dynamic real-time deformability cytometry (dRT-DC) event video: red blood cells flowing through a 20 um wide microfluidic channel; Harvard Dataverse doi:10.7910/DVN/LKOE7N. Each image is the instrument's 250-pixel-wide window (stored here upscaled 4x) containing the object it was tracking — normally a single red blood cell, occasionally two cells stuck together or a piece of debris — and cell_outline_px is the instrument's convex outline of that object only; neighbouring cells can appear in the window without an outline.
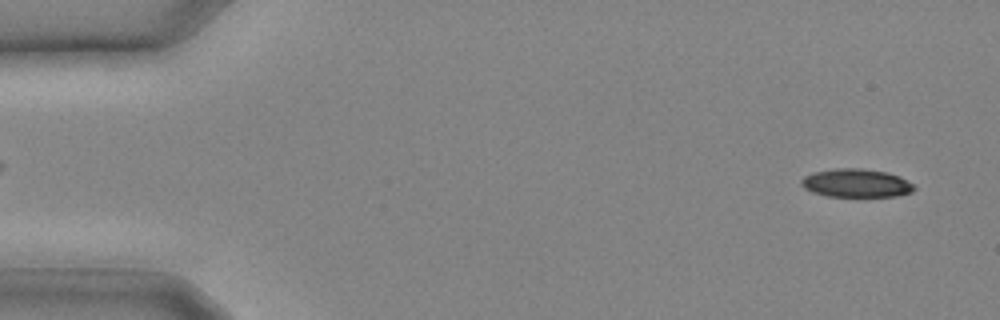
{"species": "common noctule bat (a hibernating species)", "species_latin": "Nyctalus noctula", "temperature_condition": "cold", "stored_images_in_passage": 16, "camera_frame_rate_fps": 3000, "um_per_image_px": 0.085, "animal": {"sex": "male", "body_mass_g": 20.4}, "frame": {"image": 1, "passage_image": 1, "time_ms": 0.0, "image_size_px": [1000, 320], "cell_outline_px": [[916, 188], [912, 192], [896, 196], [828, 196], [812, 192], [804, 188], [800, 184], [800, 180], [804, 176], [812, 172], [836, 168], [864, 168], [888, 172], [900, 176], [912, 184]], "centroid_in_image_um": [72.76, 15.55], "position_along_channel_um": 12.2, "area_um2": 18.79}}
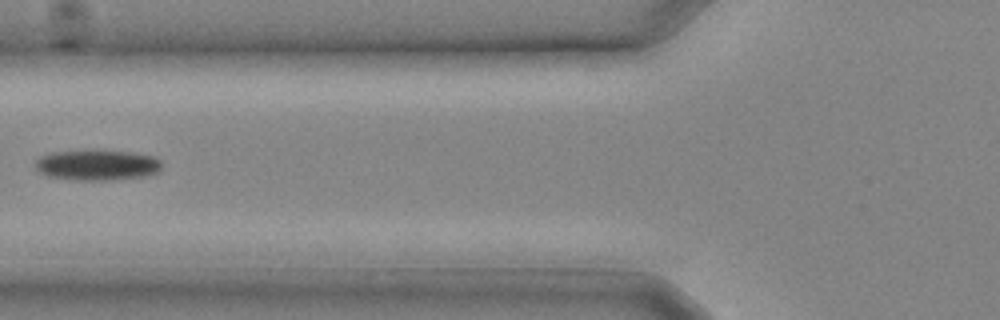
{"frame": {"image": 2, "passage_image": 10, "time_ms": 3.0, "image_size_px": [1000, 320], "cell_outline_px": [[160, 168], [156, 172], [144, 176], [112, 180], [76, 180], [48, 176], [40, 172], [36, 168], [36, 160], [40, 156], [48, 152], [132, 152], [152, 156], [160, 160]], "centroid_in_image_um": [8.23, 14.05], "position_along_channel_um": 117.6, "area_um2": 21.85}}
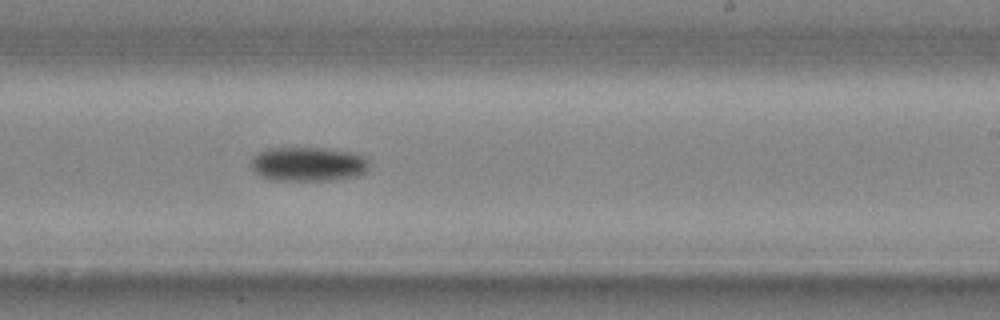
{"frame": {"image": 3, "passage_image": 16, "time_ms": 5.0, "image_size_px": [1000, 320], "cell_outline_px": [[368, 168], [364, 172], [356, 176], [328, 180], [272, 180], [260, 176], [252, 168], [252, 156], [256, 152], [268, 148], [324, 148], [352, 152], [364, 156], [368, 160]], "centroid_in_image_um": [26.16, 13.94], "position_along_channel_um": 262.8, "area_um2": 23.58}}